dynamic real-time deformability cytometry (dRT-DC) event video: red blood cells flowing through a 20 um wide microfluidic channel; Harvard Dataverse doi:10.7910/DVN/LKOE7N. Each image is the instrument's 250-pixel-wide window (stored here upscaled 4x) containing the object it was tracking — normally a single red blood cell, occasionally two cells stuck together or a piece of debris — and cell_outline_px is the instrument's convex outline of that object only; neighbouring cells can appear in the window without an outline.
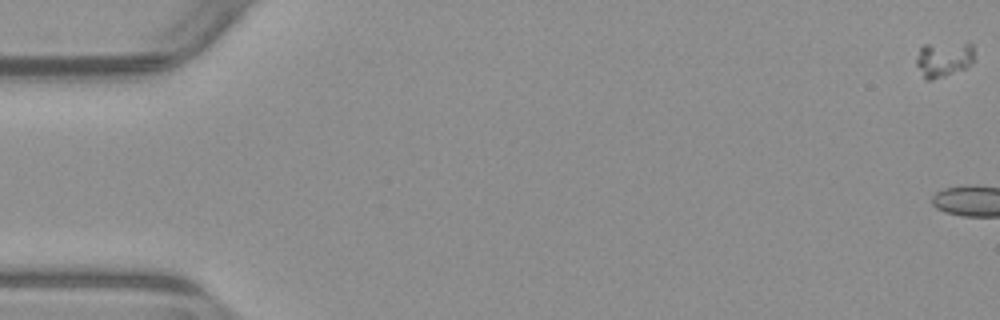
{"species": "common noctule bat (a hibernating species)", "species_latin": "Nyctalus noctula", "temperature_condition": "warm", "stored_images_in_passage": 4, "camera_frame_rate_fps": 3000, "um_per_image_px": 0.085, "animal": {"sex": "male", "body_mass_g": 23.1, "forearm_length_mm": 52.7}, "frame": {"image": 1, "passage_image": 1, "time_ms": 0.0, "image_size_px": [1000, 320], "cell_outline_px": [[972, 60], [964, 68], [944, 76], [932, 80], [924, 80], [916, 64], [916, 60], [920, 48], [924, 44], [972, 44]], "centroid_in_image_um": [80.13, 5.06], "position_along_channel_um": 4.9, "area_um2": 11.5}}